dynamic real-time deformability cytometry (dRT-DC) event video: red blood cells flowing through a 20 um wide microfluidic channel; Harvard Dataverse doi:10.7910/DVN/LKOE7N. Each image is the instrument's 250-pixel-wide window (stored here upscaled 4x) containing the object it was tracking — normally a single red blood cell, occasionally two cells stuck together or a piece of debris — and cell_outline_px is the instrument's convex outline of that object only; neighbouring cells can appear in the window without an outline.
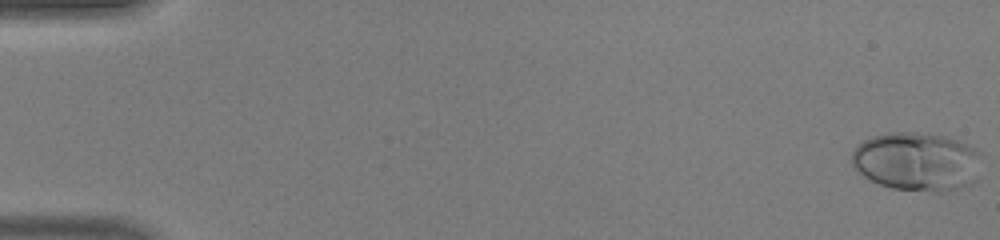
{"species": "human", "species_latin": "Homo sapiens", "temperature_condition": "warm", "stored_images_in_passage": 47, "camera_frame_rate_fps": 3000, "um_per_image_px": 0.085, "donor": {"sex": "male"}, "frame": {"image": 1, "passage_image": 1, "time_ms": 0.0, "image_size_px": [1000, 240], "cell_outline_px": [[980, 152], [976, 180], [968, 184], [944, 192], [936, 192], [892, 188], [880, 184], [856, 172], [852, 164], [852, 152], [856, 144], [872, 136], [888, 132], [916, 132], [944, 136], [956, 140], [976, 148]], "centroid_in_image_um": [77.89, 13.72], "position_along_channel_um": 7.1, "area_um2": 44.39}}
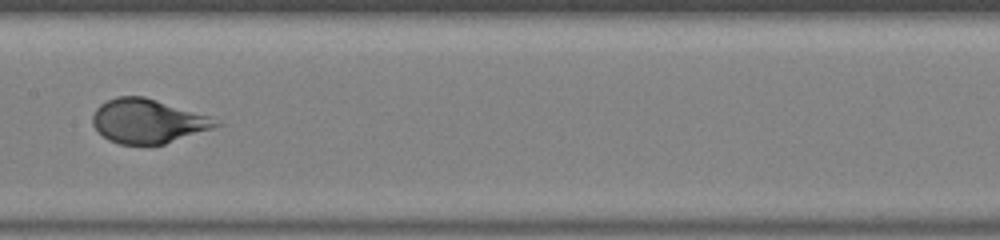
{"frame": {"image": 2, "passage_image": 25, "time_ms": 8.0, "image_size_px": [1000, 240], "cell_outline_px": [[224, 124], [164, 144], [120, 144], [108, 140], [92, 124], [92, 116], [96, 108], [100, 104], [116, 96], [144, 96], [208, 116]], "centroid_in_image_um": [12.53, 10.29], "position_along_channel_um": 194.9, "area_um2": 31.27}}
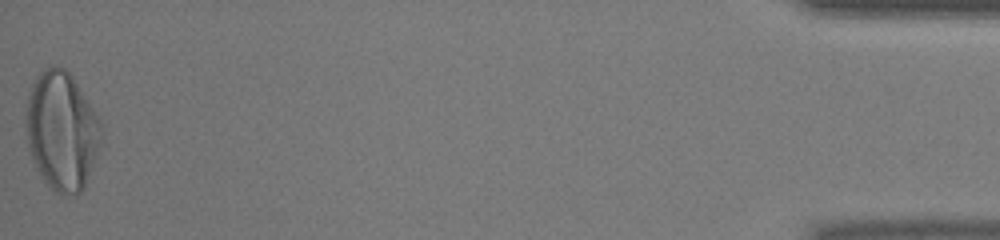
{"frame": {"image": 3, "passage_image": 47, "time_ms": 15.333, "image_size_px": [1000, 240], "cell_outline_px": [[104, 136], [84, 188], [76, 196], [64, 196], [56, 192], [40, 176], [32, 160], [28, 148], [24, 120], [28, 96], [32, 84], [36, 76], [44, 68], [52, 64], [56, 64], [64, 68], [72, 76], [100, 116]], "centroid_in_image_um": [5.26, 11.11], "position_along_channel_um": 429.9, "area_um2": 53.12}, "authors_computed_cell_mechanics": {"area_um2": 35.3736, "velocity_mm_per_s": 4.4725, "shape_relaxation_time_tau1_ms": 2.8887, "shape_relaxation_time_tau2_ms": null, "deformation_change_tau1": 0.2335, "deformation_change_tau2": null}}